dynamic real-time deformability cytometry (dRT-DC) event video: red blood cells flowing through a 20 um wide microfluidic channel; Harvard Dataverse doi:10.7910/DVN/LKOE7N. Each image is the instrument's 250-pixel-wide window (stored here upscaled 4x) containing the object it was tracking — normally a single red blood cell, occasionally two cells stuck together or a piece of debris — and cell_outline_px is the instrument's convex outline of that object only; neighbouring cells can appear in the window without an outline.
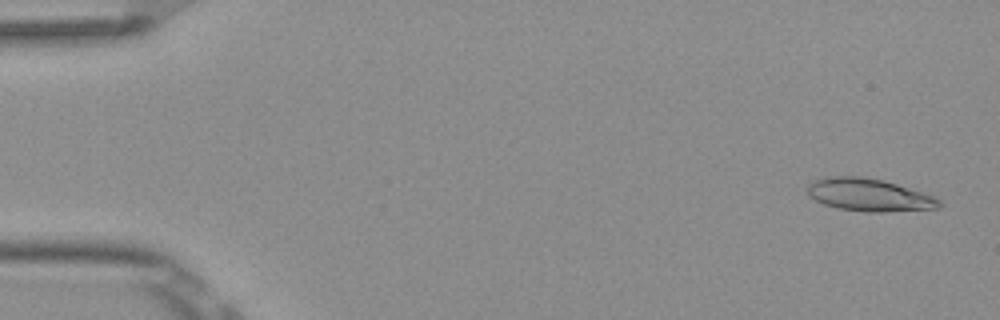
{"species": "Egyptian fruit bat (a non-hibernating species)", "species_latin": "Rousettus aegyptiacus", "temperature_condition": "room temperature", "stored_images_in_passage": 5, "camera_frame_rate_fps": 3000, "um_per_image_px": 0.085, "frame": {"image": 1, "passage_image": 1, "time_ms": 0.0, "image_size_px": [1000, 320], "cell_outline_px": [[944, 204], [940, 208], [884, 212], [864, 212], [840, 208], [824, 204], [808, 196], [808, 184], [812, 180], [824, 176], [860, 176], [884, 180], [932, 196], [940, 200]], "centroid_in_image_um": [73.84, 16.56], "position_along_channel_um": 11.2, "area_um2": 25.09}}
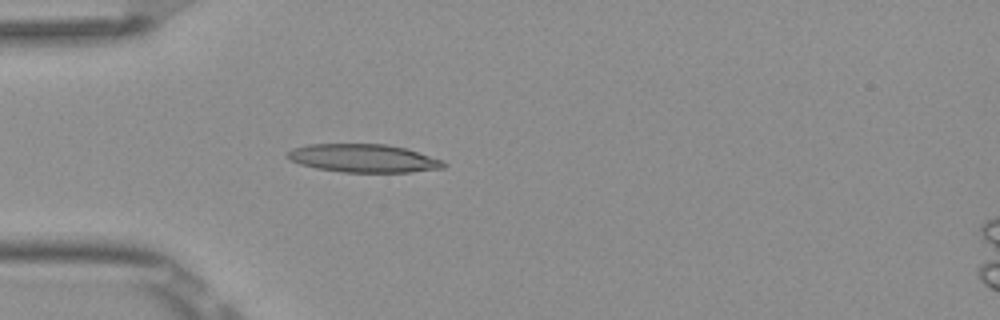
{"frame": {"image": 2, "passage_image": 5, "time_ms": 1.333, "image_size_px": [1000, 320], "cell_outline_px": [[448, 164], [444, 168], [412, 172], [344, 172], [316, 168], [300, 164], [284, 156], [292, 148], [308, 144], [388, 144], [404, 148], [444, 160]], "centroid_in_image_um": [30.91, 13.45], "position_along_channel_um": 54.1, "area_um2": 25.72}}